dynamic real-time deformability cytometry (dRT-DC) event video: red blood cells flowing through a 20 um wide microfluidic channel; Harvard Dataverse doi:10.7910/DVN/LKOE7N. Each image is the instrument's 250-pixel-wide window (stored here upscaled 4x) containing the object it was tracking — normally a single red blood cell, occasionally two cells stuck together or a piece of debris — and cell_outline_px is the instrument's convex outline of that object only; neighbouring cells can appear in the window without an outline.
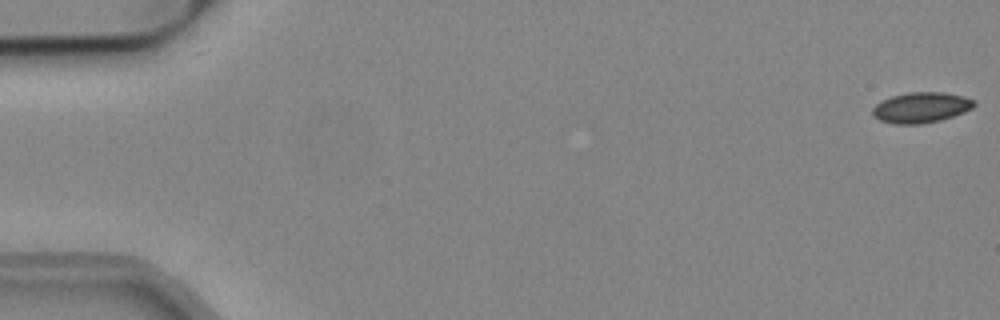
{"species": "common noctule bat (a hibernating species)", "species_latin": "Nyctalus noctula", "temperature_condition": "cold", "stored_images_in_passage": 39, "camera_frame_rate_fps": 3000, "um_per_image_px": 0.085, "animal": {"sex": "male", "body_mass_g": 19.2, "forearm_length_mm": 51.8}, "frame": {"image": 1, "passage_image": 1, "time_ms": 0.0, "image_size_px": [1000, 320], "cell_outline_px": [[976, 104], [972, 108], [964, 112], [940, 120], [920, 124], [896, 124], [880, 120], [872, 116], [872, 108], [880, 100], [892, 96], [908, 92], [944, 92], [964, 96], [976, 100]], "centroid_in_image_um": [78.29, 9.13], "position_along_channel_um": 6.7, "area_um2": 18.21}}
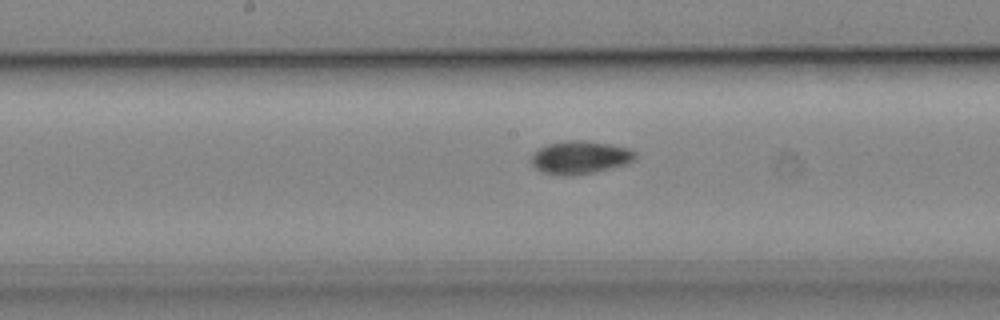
{"frame": {"image": 2, "passage_image": 28, "time_ms": 9.0, "image_size_px": [1000, 320], "cell_outline_px": [[636, 160], [628, 164], [592, 172], [572, 176], [564, 176], [544, 172], [536, 168], [528, 160], [532, 152], [548, 144], [564, 140], [584, 140], [608, 144], [628, 148], [636, 152]], "centroid_in_image_um": [49.28, 13.37], "position_along_channel_um": 198.9, "area_um2": 20.17}}
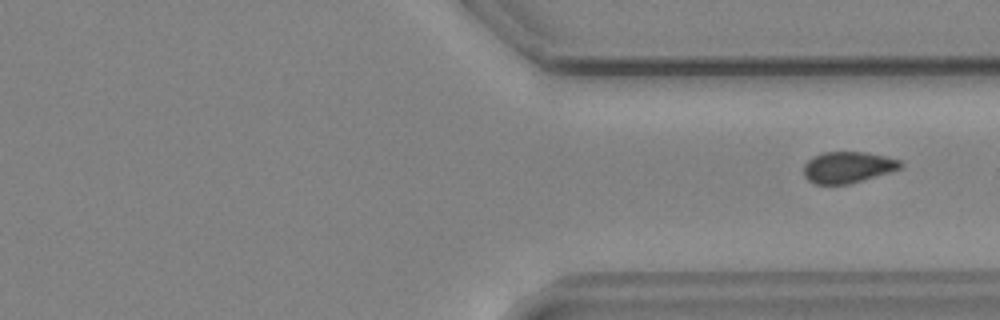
{"frame": {"image": 3, "passage_image": 39, "time_ms": 12.667, "image_size_px": [1000, 320], "cell_outline_px": [[904, 168], [848, 184], [812, 184], [804, 176], [804, 164], [812, 156], [824, 152], [864, 152], [884, 156], [900, 160], [904, 164]], "centroid_in_image_um": [72.06, 14.22], "position_along_channel_um": 339.3, "area_um2": 17.74}}